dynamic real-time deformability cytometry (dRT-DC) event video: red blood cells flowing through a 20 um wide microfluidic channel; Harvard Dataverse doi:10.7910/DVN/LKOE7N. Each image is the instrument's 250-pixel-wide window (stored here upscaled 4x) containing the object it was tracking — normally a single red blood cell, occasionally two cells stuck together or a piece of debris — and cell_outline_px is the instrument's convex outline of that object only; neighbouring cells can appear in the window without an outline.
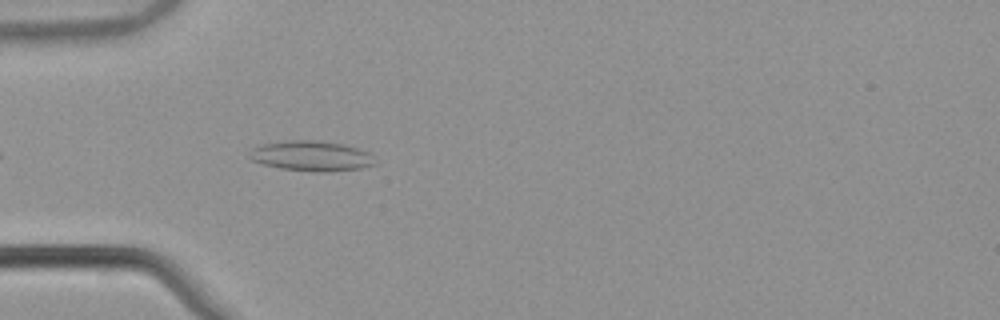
{"species": "common noctule bat (a hibernating species)", "species_latin": "Nyctalus noctula", "temperature_condition": "warm", "stored_images_in_passage": 13, "camera_frame_rate_fps": 3000, "um_per_image_px": 0.085, "animal": {"sex": "male", "body_mass_g": 21.5, "forearm_length_mm": 52.0}, "frame": {"image": 1, "passage_image": 5, "time_ms": 1.333, "image_size_px": [1000, 320], "cell_outline_px": [[376, 164], [360, 168], [332, 172], [316, 172], [280, 168], [264, 164], [252, 160], [248, 156], [252, 148], [264, 144], [288, 140], [316, 140], [344, 144], [368, 152], [372, 156]], "centroid_in_image_um": [26.47, 13.26], "position_along_channel_um": 58.5, "area_um2": 22.02}}